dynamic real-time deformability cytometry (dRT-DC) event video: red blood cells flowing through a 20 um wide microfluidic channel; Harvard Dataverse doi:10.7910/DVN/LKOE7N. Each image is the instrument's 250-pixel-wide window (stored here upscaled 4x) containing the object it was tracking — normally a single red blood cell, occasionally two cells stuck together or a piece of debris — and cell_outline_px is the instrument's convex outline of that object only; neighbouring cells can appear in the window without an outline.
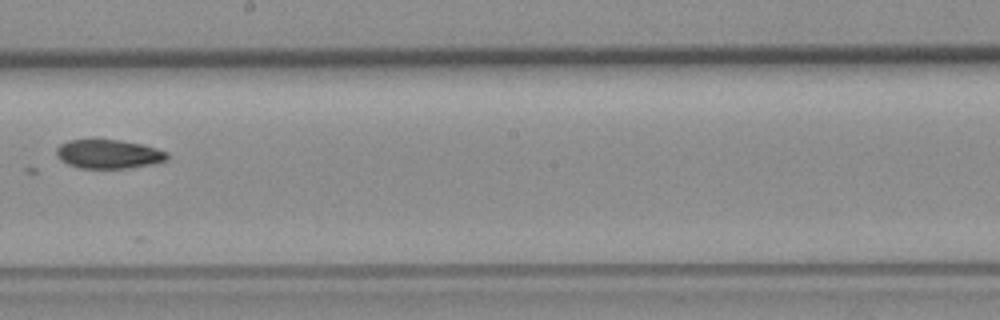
{"species": "common noctule bat (a hibernating species)", "species_latin": "Nyctalus noctula", "temperature_condition": "room temperature", "stored_images_in_passage": 9, "camera_frame_rate_fps": 3000, "um_per_image_px": 0.085, "animal": {"sex": "female", "body_mass_g": 19.3, "forearm_length_mm": 54.1}, "frame": {"image": 1, "passage_image": 8, "time_ms": 10.0, "image_size_px": [1000, 320], "cell_outline_px": [[168, 160], [152, 164], [128, 168], [80, 168], [68, 164], [60, 160], [56, 156], [56, 148], [60, 144], [68, 140], [120, 140], [140, 144], [156, 148], [168, 152]], "centroid_in_image_um": [9.22, 13.1], "position_along_channel_um": 239.0, "area_um2": 18.67}}